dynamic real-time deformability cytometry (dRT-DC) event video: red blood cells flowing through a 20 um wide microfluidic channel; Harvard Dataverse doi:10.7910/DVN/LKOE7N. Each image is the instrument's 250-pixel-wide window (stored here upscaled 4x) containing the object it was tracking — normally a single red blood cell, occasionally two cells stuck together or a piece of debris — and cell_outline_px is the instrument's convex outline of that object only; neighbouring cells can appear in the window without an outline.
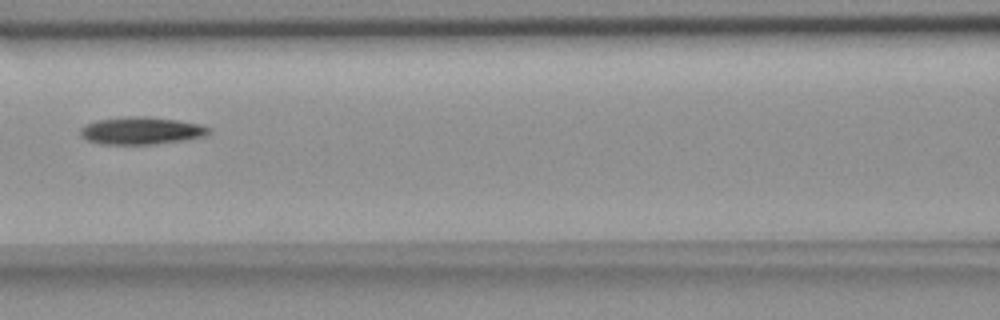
{"species": "common noctule bat (a hibernating species)", "species_latin": "Nyctalus noctula", "temperature_condition": "room temperature", "stored_images_in_passage": 3, "camera_frame_rate_fps": 3000, "um_per_image_px": 0.085, "animal": {"sex": "female", "body_mass_g": 18.4}, "frame": {"image": 1, "passage_image": 3, "time_ms": 2.333, "image_size_px": [1000, 320], "cell_outline_px": [[212, 132], [204, 136], [184, 140], [156, 144], [100, 144], [88, 140], [80, 136], [80, 128], [84, 124], [96, 120], [128, 116], [148, 116], [176, 120], [200, 124], [212, 128]], "centroid_in_image_um": [12.01, 11.1], "position_along_channel_um": 154.6, "area_um2": 20.75}}